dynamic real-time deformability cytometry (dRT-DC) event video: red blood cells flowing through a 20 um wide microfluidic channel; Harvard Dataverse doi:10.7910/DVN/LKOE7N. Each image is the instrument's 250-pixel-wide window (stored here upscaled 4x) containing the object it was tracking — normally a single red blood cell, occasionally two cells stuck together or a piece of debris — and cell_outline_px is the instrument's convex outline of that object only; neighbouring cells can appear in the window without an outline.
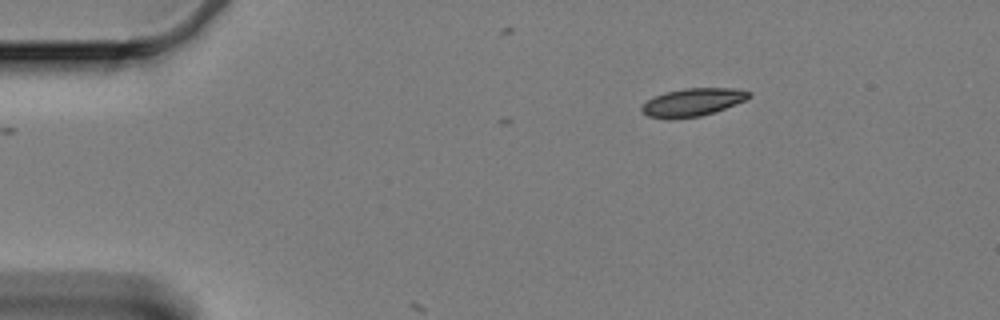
{"species": "Egyptian fruit bat (a non-hibernating species)", "species_latin": "Rousettus aegyptiacus", "temperature_condition": "cold", "stored_images_in_passage": 4, "camera_frame_rate_fps": 3000, "um_per_image_px": 0.085, "animal": {"sex": "female"}, "frame": {"image": 1, "passage_image": 1, "time_ms": 0.0, "image_size_px": [1000, 320], "cell_outline_px": [[752, 96], [744, 100], [724, 108], [700, 116], [668, 120], [648, 116], [640, 108], [648, 100], [656, 96], [668, 92], [684, 88], [732, 88], [752, 92]], "centroid_in_image_um": [58.87, 8.7], "position_along_channel_um": 26.1, "area_um2": 17.17}}